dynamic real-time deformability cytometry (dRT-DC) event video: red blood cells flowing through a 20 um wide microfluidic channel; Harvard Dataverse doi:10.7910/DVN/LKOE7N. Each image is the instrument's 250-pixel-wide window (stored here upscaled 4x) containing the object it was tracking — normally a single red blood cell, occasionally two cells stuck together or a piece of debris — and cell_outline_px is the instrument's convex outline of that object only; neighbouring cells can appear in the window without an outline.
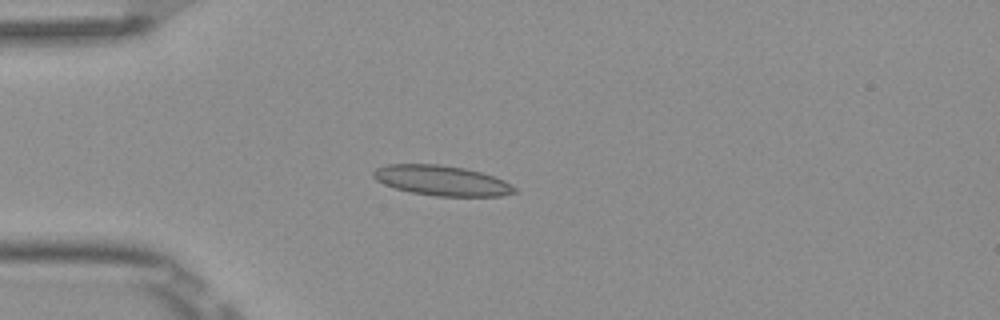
{"species": "Egyptian fruit bat (a non-hibernating species)", "species_latin": "Rousettus aegyptiacus", "temperature_condition": "room temperature", "stored_images_in_passage": 8, "camera_frame_rate_fps": 3000, "um_per_image_px": 0.085, "frame": {"image": 1, "passage_image": 4, "time_ms": 1.0, "image_size_px": [1000, 320], "cell_outline_px": [[520, 192], [500, 196], [436, 196], [412, 192], [396, 188], [384, 184], [376, 180], [372, 176], [372, 172], [376, 168], [388, 164], [440, 164], [464, 168], [480, 172], [504, 180], [516, 188]], "centroid_in_image_um": [37.56, 15.34], "position_along_channel_um": 47.4, "area_um2": 24.74}}
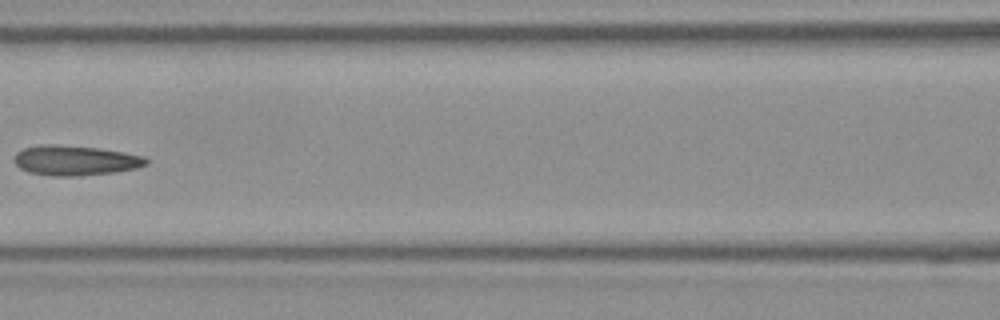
{"frame": {"image": 2, "passage_image": 7, "time_ms": 2.0, "image_size_px": [1000, 320], "cell_outline_px": [[148, 164], [136, 168], [112, 172], [76, 176], [52, 176], [28, 172], [20, 168], [16, 164], [16, 152], [24, 148], [36, 144], [56, 144], [100, 148], [124, 152], [144, 156], [148, 160]], "centroid_in_image_um": [6.39, 13.62], "position_along_channel_um": 160.2, "area_um2": 23.06}}
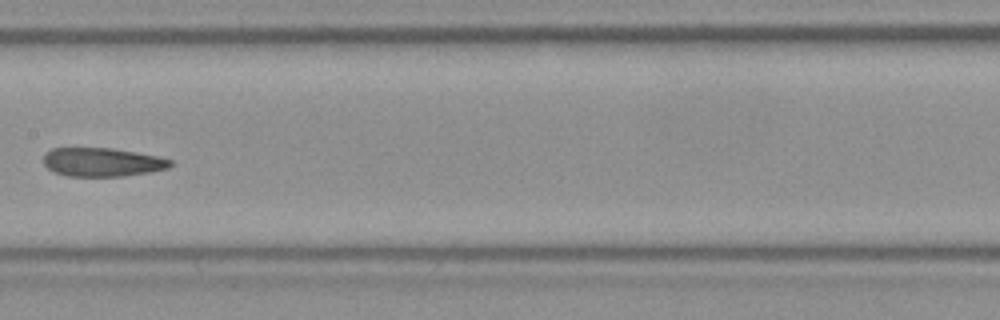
{"frame": {"image": 3, "passage_image": 8, "time_ms": 2.333, "image_size_px": [1000, 320], "cell_outline_px": [[176, 164], [168, 168], [152, 172], [120, 176], [68, 176], [56, 172], [48, 168], [44, 164], [44, 152], [52, 148], [112, 148], [160, 156], [172, 160]], "centroid_in_image_um": [8.74, 13.77], "position_along_channel_um": 198.7, "area_um2": 21.39}}